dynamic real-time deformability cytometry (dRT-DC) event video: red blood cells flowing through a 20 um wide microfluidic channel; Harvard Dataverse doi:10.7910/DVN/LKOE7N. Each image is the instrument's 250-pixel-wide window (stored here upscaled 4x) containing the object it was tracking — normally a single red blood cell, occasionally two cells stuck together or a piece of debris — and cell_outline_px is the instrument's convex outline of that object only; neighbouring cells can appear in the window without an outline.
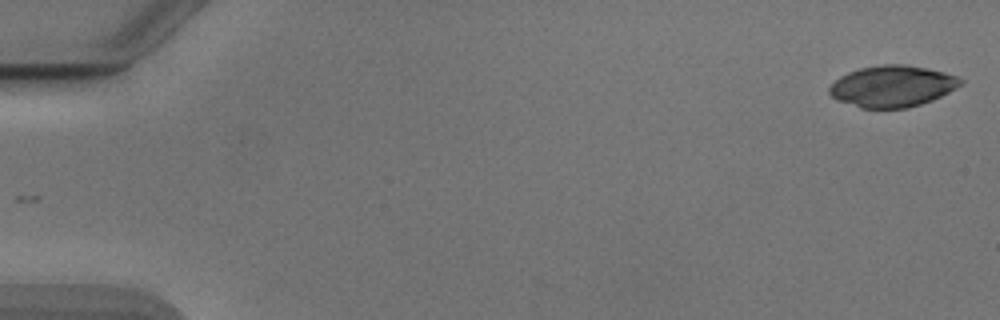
{"species": "Egyptian fruit bat (a non-hibernating species)", "species_latin": "Rousettus aegyptiacus", "temperature_condition": "cold", "stored_images_in_passage": 17, "camera_frame_rate_fps": 3000, "um_per_image_px": 0.085, "animal": {"sex": "male"}, "frame": {"image": 1, "passage_image": 1, "time_ms": 0.0, "image_size_px": [1000, 320], "cell_outline_px": [[964, 80], [956, 88], [932, 100], [920, 104], [904, 108], [860, 108], [836, 100], [828, 92], [828, 88], [840, 76], [848, 72], [860, 68], [880, 64], [908, 64], [944, 72], [960, 76]], "centroid_in_image_um": [75.84, 7.32], "position_along_channel_um": 9.2, "area_um2": 31.73}}
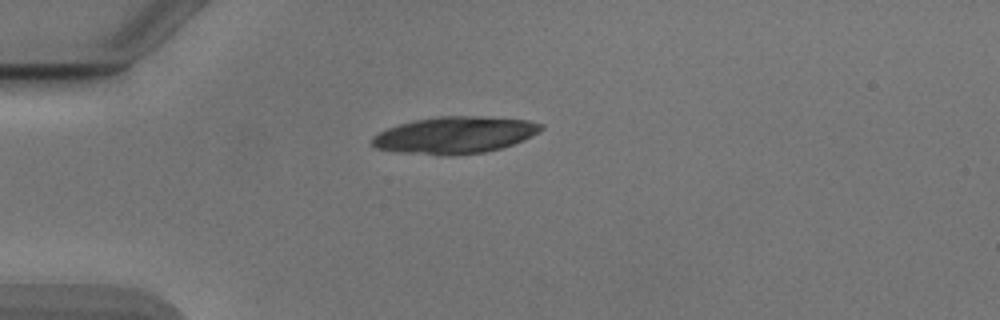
{"frame": {"image": 2, "passage_image": 14, "time_ms": 4.333, "image_size_px": [1000, 320], "cell_outline_px": [[544, 128], [532, 136], [524, 140], [500, 148], [484, 152], [404, 152], [376, 148], [372, 144], [372, 136], [388, 128], [400, 124], [416, 120], [440, 116], [480, 116], [528, 120], [544, 124]], "centroid_in_image_um": [38.73, 11.42], "position_along_channel_um": 46.3, "area_um2": 34.85}}